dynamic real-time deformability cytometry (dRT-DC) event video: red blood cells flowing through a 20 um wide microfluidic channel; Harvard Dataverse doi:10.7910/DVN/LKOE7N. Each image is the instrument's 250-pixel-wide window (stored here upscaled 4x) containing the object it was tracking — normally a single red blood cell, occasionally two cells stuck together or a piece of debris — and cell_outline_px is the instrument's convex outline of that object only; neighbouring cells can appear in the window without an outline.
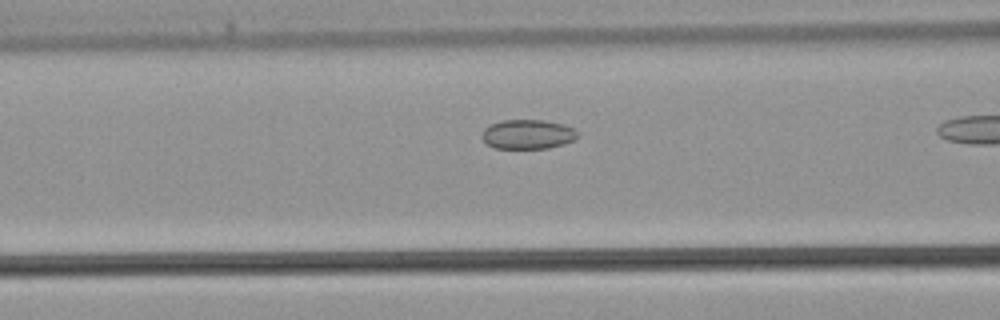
{"species": "common noctule bat (a hibernating species)", "species_latin": "Nyctalus noctula", "temperature_condition": "warm", "stored_images_in_passage": 21, "camera_frame_rate_fps": 3000, "um_per_image_px": 0.085, "animal": {"sex": "male", "body_mass_g": 21.5, "forearm_length_mm": 52.0}, "frame": {"image": 1, "passage_image": 12, "time_ms": 3.667, "image_size_px": [1000, 320], "cell_outline_px": [[580, 136], [564, 144], [548, 148], [496, 148], [488, 144], [480, 136], [484, 128], [500, 120], [544, 120], [564, 124], [580, 132]], "centroid_in_image_um": [44.88, 11.4], "position_along_channel_um": 121.7, "area_um2": 16.47}}